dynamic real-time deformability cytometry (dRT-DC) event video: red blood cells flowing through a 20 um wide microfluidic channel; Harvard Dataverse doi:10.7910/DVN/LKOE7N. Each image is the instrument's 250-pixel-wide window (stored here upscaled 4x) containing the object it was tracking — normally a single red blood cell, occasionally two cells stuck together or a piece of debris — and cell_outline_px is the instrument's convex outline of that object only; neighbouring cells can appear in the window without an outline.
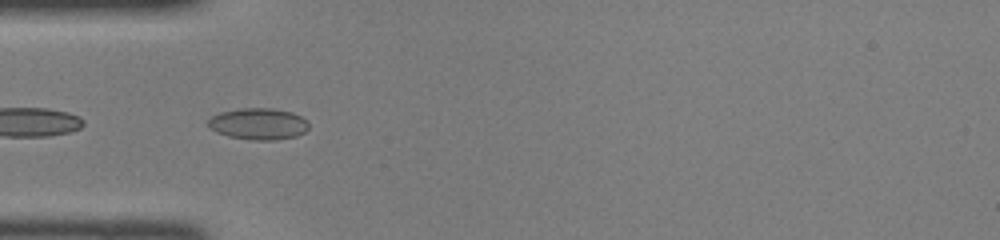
{"species": "common noctule bat (a hibernating species)", "species_latin": "Nyctalus noctula", "temperature_condition": "room temperature", "stored_images_in_passage": 39, "camera_frame_rate_fps": 3000, "um_per_image_px": 0.085, "animal": {"sex": "female", "body_mass_g": 22.0, "forearm_length_mm": 56.7}, "frame": {"image": 1, "passage_image": 7, "time_ms": 2.0, "image_size_px": [1000, 240], "cell_outline_px": [[308, 128], [304, 132], [296, 136], [276, 140], [252, 140], [228, 136], [216, 132], [208, 128], [208, 120], [212, 116], [220, 112], [240, 108], [272, 108], [292, 112], [308, 120]], "centroid_in_image_um": [21.95, 10.53], "position_along_channel_um": 63.0, "area_um2": 18.61}}
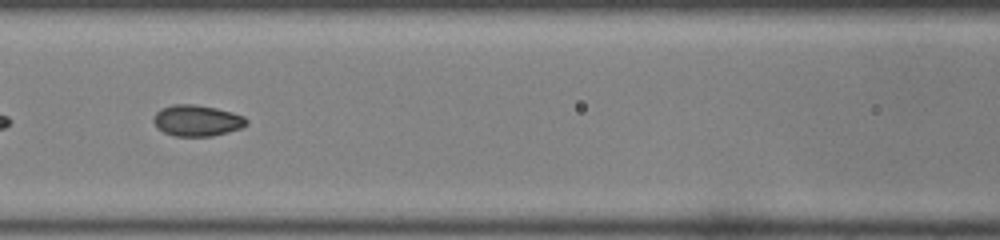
{"frame": {"image": 2, "passage_image": 13, "time_ms": 4.0, "image_size_px": [1000, 240], "cell_outline_px": [[248, 124], [240, 128], [228, 132], [212, 136], [176, 136], [164, 132], [152, 120], [156, 112], [160, 108], [172, 104], [196, 104], [216, 108], [232, 112], [244, 116], [248, 120]], "centroid_in_image_um": [16.76, 10.23], "position_along_channel_um": 149.8, "area_um2": 16.88}}
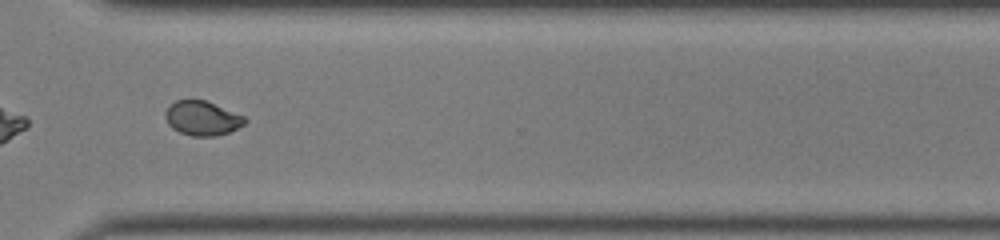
{"frame": {"image": 3, "passage_image": 27, "time_ms": 8.667, "image_size_px": [1000, 240], "cell_outline_px": [[248, 120], [244, 124], [228, 132], [216, 136], [192, 136], [180, 132], [172, 128], [168, 124], [164, 116], [164, 112], [176, 100], [204, 100], [244, 116]], "centroid_in_image_um": [17.17, 10.06], "position_along_channel_um": 353.4, "area_um2": 15.72}}